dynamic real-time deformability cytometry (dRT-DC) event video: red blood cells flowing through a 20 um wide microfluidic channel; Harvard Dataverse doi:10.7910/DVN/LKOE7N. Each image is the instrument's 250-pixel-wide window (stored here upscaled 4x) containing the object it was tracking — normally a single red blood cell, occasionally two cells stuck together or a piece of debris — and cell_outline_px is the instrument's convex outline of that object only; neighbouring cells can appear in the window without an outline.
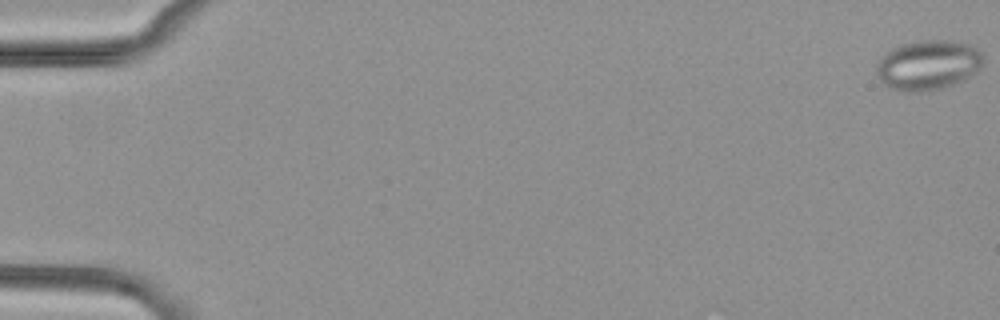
{"species": "common noctule bat (a hibernating species)", "species_latin": "Nyctalus noctula", "temperature_condition": "cold", "stored_images_in_passage": 10, "camera_frame_rate_fps": 3000, "um_per_image_px": 0.085, "animal": {"sex": "female", "body_mass_g": 29.2, "forearm_length_mm": 56.3}, "frame": {"image": 1, "passage_image": 1, "time_ms": 0.0, "image_size_px": [1000, 320], "cell_outline_px": [[984, 60], [980, 68], [976, 72], [964, 80], [940, 88], [924, 92], [904, 92], [888, 88], [880, 80], [876, 68], [876, 64], [880, 56], [892, 48], [900, 44], [916, 40], [952, 40], [968, 44], [976, 48], [980, 52]], "centroid_in_image_um": [78.85, 5.52], "position_along_channel_um": 6.1, "area_um2": 31.39}}